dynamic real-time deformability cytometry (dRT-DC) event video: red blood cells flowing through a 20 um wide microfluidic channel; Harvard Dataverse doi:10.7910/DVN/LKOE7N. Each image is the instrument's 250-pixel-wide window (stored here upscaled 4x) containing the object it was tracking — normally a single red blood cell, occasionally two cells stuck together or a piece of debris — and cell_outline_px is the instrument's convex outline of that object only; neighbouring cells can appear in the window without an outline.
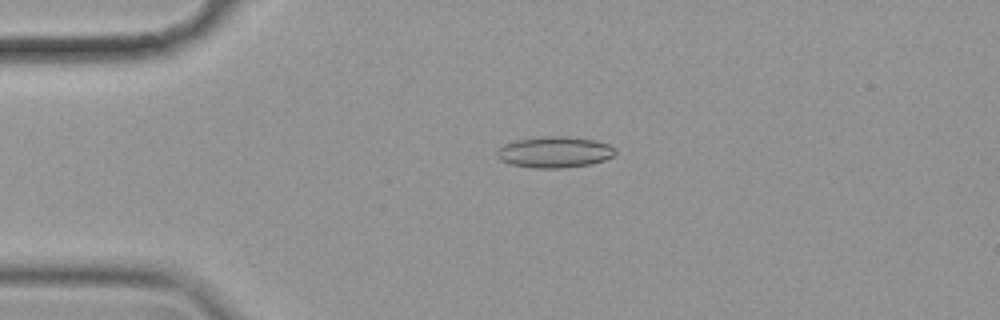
{"species": "common noctule bat (a hibernating species)", "species_latin": "Nyctalus noctula", "temperature_condition": "cold", "stored_images_in_passage": 21, "camera_frame_rate_fps": 3000, "um_per_image_px": 0.085, "animal": {"sex": "female", "body_mass_g": 19.9}, "frame": {"image": 1, "passage_image": 13, "time_ms": 4.0, "image_size_px": [1000, 320], "cell_outline_px": [[616, 152], [612, 156], [604, 160], [592, 164], [560, 168], [532, 168], [508, 164], [500, 160], [496, 156], [496, 152], [504, 144], [516, 140], [544, 136], [568, 136], [596, 140], [608, 144], [616, 148]], "centroid_in_image_um": [47.13, 12.93], "position_along_channel_um": 37.9, "area_um2": 21.68}}